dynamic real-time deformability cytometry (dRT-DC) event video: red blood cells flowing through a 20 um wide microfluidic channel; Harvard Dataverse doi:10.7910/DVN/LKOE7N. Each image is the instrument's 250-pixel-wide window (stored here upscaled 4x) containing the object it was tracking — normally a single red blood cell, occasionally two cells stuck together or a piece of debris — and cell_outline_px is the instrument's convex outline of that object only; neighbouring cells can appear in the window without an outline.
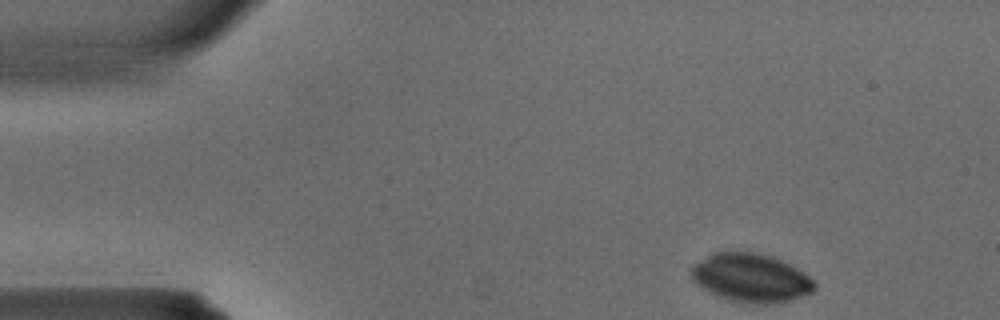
{"species": "common noctule bat (a hibernating species)", "species_latin": "Nyctalus noctula", "temperature_condition": "warm", "stored_images_in_passage": 26, "camera_frame_rate_fps": 3000, "um_per_image_px": 0.085, "animal": {"sex": "male", "body_mass_g": 15.6}, "frame": {"image": 1, "passage_image": 1, "time_ms": 0.0, "image_size_px": [1000, 320], "cell_outline_px": [[816, 288], [812, 292], [788, 300], [764, 304], [756, 304], [732, 300], [720, 296], [704, 288], [692, 276], [692, 264], [716, 252], [756, 252], [772, 256], [796, 268], [808, 276], [816, 284]], "centroid_in_image_um": [63.85, 23.6], "position_along_channel_um": 21.1, "area_um2": 33.93}}
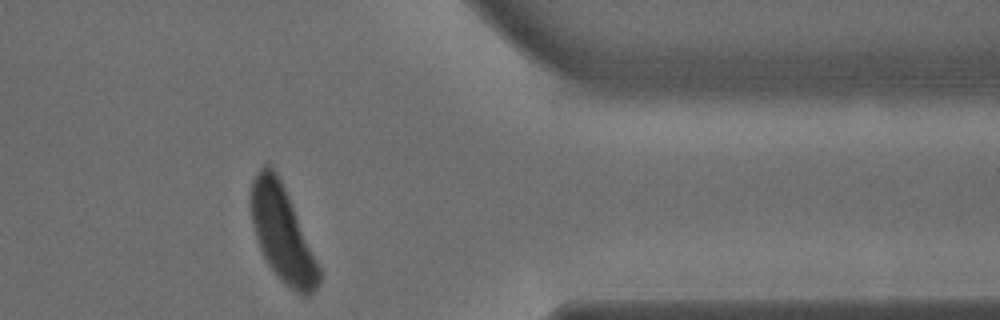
{"frame": {"image": 2, "passage_image": 26, "time_ms": 8.333, "image_size_px": [1000, 320], "cell_outline_px": [[320, 280], [316, 288], [308, 296], [304, 296], [296, 292], [284, 284], [276, 276], [268, 264], [260, 248], [252, 224], [252, 180], [256, 172], [264, 164], [268, 164], [276, 172], [292, 204], [320, 268]], "centroid_in_image_um": [23.99, 19.89], "position_along_channel_um": 387.4, "area_um2": 37.11}}